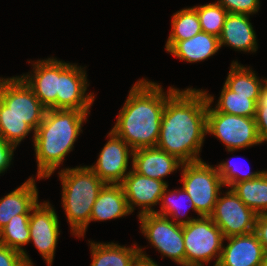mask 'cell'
Masks as SVG:
<instances>
[{
  "instance_id": "obj_7",
  "label": "cell",
  "mask_w": 267,
  "mask_h": 266,
  "mask_svg": "<svg viewBox=\"0 0 267 266\" xmlns=\"http://www.w3.org/2000/svg\"><path fill=\"white\" fill-rule=\"evenodd\" d=\"M180 182L201 216L209 217L224 186L217 167L206 162L183 163Z\"/></svg>"
},
{
  "instance_id": "obj_26",
  "label": "cell",
  "mask_w": 267,
  "mask_h": 266,
  "mask_svg": "<svg viewBox=\"0 0 267 266\" xmlns=\"http://www.w3.org/2000/svg\"><path fill=\"white\" fill-rule=\"evenodd\" d=\"M185 201L187 202L185 203ZM160 203H161V209L159 211L156 210L155 214L170 219L172 218L171 220L176 224L185 225L190 223L192 220L196 219L186 216V211L180 214V212L183 211L182 207L185 206V204L186 206L189 207V208L187 207V210L192 209L197 213L198 218L199 216L202 217L197 212L191 197L188 195V193L185 191L183 187L179 189H173V191H171L168 190L167 186L163 192ZM183 216L184 217L186 216V218L181 219L184 218Z\"/></svg>"
},
{
  "instance_id": "obj_38",
  "label": "cell",
  "mask_w": 267,
  "mask_h": 266,
  "mask_svg": "<svg viewBox=\"0 0 267 266\" xmlns=\"http://www.w3.org/2000/svg\"><path fill=\"white\" fill-rule=\"evenodd\" d=\"M257 107H267V78H266L265 85L263 86L261 90L259 101L257 103Z\"/></svg>"
},
{
  "instance_id": "obj_19",
  "label": "cell",
  "mask_w": 267,
  "mask_h": 266,
  "mask_svg": "<svg viewBox=\"0 0 267 266\" xmlns=\"http://www.w3.org/2000/svg\"><path fill=\"white\" fill-rule=\"evenodd\" d=\"M38 202L35 179L29 177L21 186L0 199V230L15 215L31 214Z\"/></svg>"
},
{
  "instance_id": "obj_25",
  "label": "cell",
  "mask_w": 267,
  "mask_h": 266,
  "mask_svg": "<svg viewBox=\"0 0 267 266\" xmlns=\"http://www.w3.org/2000/svg\"><path fill=\"white\" fill-rule=\"evenodd\" d=\"M29 217L30 214L12 217L9 223L0 230V244L21 252L26 266H33L28 253L23 248L24 245L30 243Z\"/></svg>"
},
{
  "instance_id": "obj_24",
  "label": "cell",
  "mask_w": 267,
  "mask_h": 266,
  "mask_svg": "<svg viewBox=\"0 0 267 266\" xmlns=\"http://www.w3.org/2000/svg\"><path fill=\"white\" fill-rule=\"evenodd\" d=\"M231 189L257 215L267 214V171L255 179L235 183Z\"/></svg>"
},
{
  "instance_id": "obj_27",
  "label": "cell",
  "mask_w": 267,
  "mask_h": 266,
  "mask_svg": "<svg viewBox=\"0 0 267 266\" xmlns=\"http://www.w3.org/2000/svg\"><path fill=\"white\" fill-rule=\"evenodd\" d=\"M172 31L165 44L168 51L177 41L187 40L202 32L197 11L193 7L183 8L172 16Z\"/></svg>"
},
{
  "instance_id": "obj_15",
  "label": "cell",
  "mask_w": 267,
  "mask_h": 266,
  "mask_svg": "<svg viewBox=\"0 0 267 266\" xmlns=\"http://www.w3.org/2000/svg\"><path fill=\"white\" fill-rule=\"evenodd\" d=\"M33 70L20 75L46 109H56L59 86V60L53 56L31 61Z\"/></svg>"
},
{
  "instance_id": "obj_8",
  "label": "cell",
  "mask_w": 267,
  "mask_h": 266,
  "mask_svg": "<svg viewBox=\"0 0 267 266\" xmlns=\"http://www.w3.org/2000/svg\"><path fill=\"white\" fill-rule=\"evenodd\" d=\"M46 110L20 76L0 77V116L19 117L36 131Z\"/></svg>"
},
{
  "instance_id": "obj_3",
  "label": "cell",
  "mask_w": 267,
  "mask_h": 266,
  "mask_svg": "<svg viewBox=\"0 0 267 266\" xmlns=\"http://www.w3.org/2000/svg\"><path fill=\"white\" fill-rule=\"evenodd\" d=\"M90 111L76 109H47L44 119L35 131L33 146L37 163V179L49 178L82 131Z\"/></svg>"
},
{
  "instance_id": "obj_28",
  "label": "cell",
  "mask_w": 267,
  "mask_h": 266,
  "mask_svg": "<svg viewBox=\"0 0 267 266\" xmlns=\"http://www.w3.org/2000/svg\"><path fill=\"white\" fill-rule=\"evenodd\" d=\"M214 109L221 113L255 118L257 102L251 96L238 95L223 85Z\"/></svg>"
},
{
  "instance_id": "obj_16",
  "label": "cell",
  "mask_w": 267,
  "mask_h": 266,
  "mask_svg": "<svg viewBox=\"0 0 267 266\" xmlns=\"http://www.w3.org/2000/svg\"><path fill=\"white\" fill-rule=\"evenodd\" d=\"M224 240L228 243L222 248L217 266H261L265 253L254 232Z\"/></svg>"
},
{
  "instance_id": "obj_10",
  "label": "cell",
  "mask_w": 267,
  "mask_h": 266,
  "mask_svg": "<svg viewBox=\"0 0 267 266\" xmlns=\"http://www.w3.org/2000/svg\"><path fill=\"white\" fill-rule=\"evenodd\" d=\"M219 193L209 216L220 228L224 238L254 232L257 214L247 207L230 188L224 196Z\"/></svg>"
},
{
  "instance_id": "obj_39",
  "label": "cell",
  "mask_w": 267,
  "mask_h": 266,
  "mask_svg": "<svg viewBox=\"0 0 267 266\" xmlns=\"http://www.w3.org/2000/svg\"><path fill=\"white\" fill-rule=\"evenodd\" d=\"M261 266H267V254H265L264 261L262 262Z\"/></svg>"
},
{
  "instance_id": "obj_1",
  "label": "cell",
  "mask_w": 267,
  "mask_h": 266,
  "mask_svg": "<svg viewBox=\"0 0 267 266\" xmlns=\"http://www.w3.org/2000/svg\"><path fill=\"white\" fill-rule=\"evenodd\" d=\"M208 100L204 90L177 89L165 103L157 148L183 163L200 158L207 125Z\"/></svg>"
},
{
  "instance_id": "obj_4",
  "label": "cell",
  "mask_w": 267,
  "mask_h": 266,
  "mask_svg": "<svg viewBox=\"0 0 267 266\" xmlns=\"http://www.w3.org/2000/svg\"><path fill=\"white\" fill-rule=\"evenodd\" d=\"M58 174L62 206L72 235L83 238L90 224L92 207L105 183L86 165L63 168Z\"/></svg>"
},
{
  "instance_id": "obj_5",
  "label": "cell",
  "mask_w": 267,
  "mask_h": 266,
  "mask_svg": "<svg viewBox=\"0 0 267 266\" xmlns=\"http://www.w3.org/2000/svg\"><path fill=\"white\" fill-rule=\"evenodd\" d=\"M207 107V134L214 135L228 152L260 145L255 118L217 112L213 106L214 97L205 91Z\"/></svg>"
},
{
  "instance_id": "obj_17",
  "label": "cell",
  "mask_w": 267,
  "mask_h": 266,
  "mask_svg": "<svg viewBox=\"0 0 267 266\" xmlns=\"http://www.w3.org/2000/svg\"><path fill=\"white\" fill-rule=\"evenodd\" d=\"M132 169L140 175L165 182L166 176L181 168L183 162L157 147L140 148L133 151Z\"/></svg>"
},
{
  "instance_id": "obj_32",
  "label": "cell",
  "mask_w": 267,
  "mask_h": 266,
  "mask_svg": "<svg viewBox=\"0 0 267 266\" xmlns=\"http://www.w3.org/2000/svg\"><path fill=\"white\" fill-rule=\"evenodd\" d=\"M228 13L256 14L260 9V0H218Z\"/></svg>"
},
{
  "instance_id": "obj_12",
  "label": "cell",
  "mask_w": 267,
  "mask_h": 266,
  "mask_svg": "<svg viewBox=\"0 0 267 266\" xmlns=\"http://www.w3.org/2000/svg\"><path fill=\"white\" fill-rule=\"evenodd\" d=\"M59 219L49 202L37 203L29 217L30 242H33L48 266L52 265L57 247Z\"/></svg>"
},
{
  "instance_id": "obj_9",
  "label": "cell",
  "mask_w": 267,
  "mask_h": 266,
  "mask_svg": "<svg viewBox=\"0 0 267 266\" xmlns=\"http://www.w3.org/2000/svg\"><path fill=\"white\" fill-rule=\"evenodd\" d=\"M138 219L142 235L163 255L162 258L165 256L185 266L183 225L155 213L141 215Z\"/></svg>"
},
{
  "instance_id": "obj_21",
  "label": "cell",
  "mask_w": 267,
  "mask_h": 266,
  "mask_svg": "<svg viewBox=\"0 0 267 266\" xmlns=\"http://www.w3.org/2000/svg\"><path fill=\"white\" fill-rule=\"evenodd\" d=\"M220 50L219 38L200 32L187 40L177 41L167 52L180 60L197 63L213 56Z\"/></svg>"
},
{
  "instance_id": "obj_23",
  "label": "cell",
  "mask_w": 267,
  "mask_h": 266,
  "mask_svg": "<svg viewBox=\"0 0 267 266\" xmlns=\"http://www.w3.org/2000/svg\"><path fill=\"white\" fill-rule=\"evenodd\" d=\"M264 82L266 79H259L250 67H244L238 61H232L224 85L238 95L251 96V99L258 103Z\"/></svg>"
},
{
  "instance_id": "obj_13",
  "label": "cell",
  "mask_w": 267,
  "mask_h": 266,
  "mask_svg": "<svg viewBox=\"0 0 267 266\" xmlns=\"http://www.w3.org/2000/svg\"><path fill=\"white\" fill-rule=\"evenodd\" d=\"M107 143L99 153L96 164L88 166L105 184H121L128 170L133 149L112 130Z\"/></svg>"
},
{
  "instance_id": "obj_18",
  "label": "cell",
  "mask_w": 267,
  "mask_h": 266,
  "mask_svg": "<svg viewBox=\"0 0 267 266\" xmlns=\"http://www.w3.org/2000/svg\"><path fill=\"white\" fill-rule=\"evenodd\" d=\"M249 17L247 14L228 13L219 36L220 49L227 45L236 51H257V37Z\"/></svg>"
},
{
  "instance_id": "obj_2",
  "label": "cell",
  "mask_w": 267,
  "mask_h": 266,
  "mask_svg": "<svg viewBox=\"0 0 267 266\" xmlns=\"http://www.w3.org/2000/svg\"><path fill=\"white\" fill-rule=\"evenodd\" d=\"M178 88L162 86L145 78L132 86L111 129L133 150L156 147L166 100Z\"/></svg>"
},
{
  "instance_id": "obj_22",
  "label": "cell",
  "mask_w": 267,
  "mask_h": 266,
  "mask_svg": "<svg viewBox=\"0 0 267 266\" xmlns=\"http://www.w3.org/2000/svg\"><path fill=\"white\" fill-rule=\"evenodd\" d=\"M92 254L90 266H134L140 256L139 246H121L118 243L88 241Z\"/></svg>"
},
{
  "instance_id": "obj_30",
  "label": "cell",
  "mask_w": 267,
  "mask_h": 266,
  "mask_svg": "<svg viewBox=\"0 0 267 266\" xmlns=\"http://www.w3.org/2000/svg\"><path fill=\"white\" fill-rule=\"evenodd\" d=\"M35 130L21 118L16 116H0V140L11 144L15 148L24 140V138Z\"/></svg>"
},
{
  "instance_id": "obj_31",
  "label": "cell",
  "mask_w": 267,
  "mask_h": 266,
  "mask_svg": "<svg viewBox=\"0 0 267 266\" xmlns=\"http://www.w3.org/2000/svg\"><path fill=\"white\" fill-rule=\"evenodd\" d=\"M231 163L232 161L230 162L228 160L227 162L223 161L219 163V165H216L218 173L220 177L222 178L223 185L225 187L227 186L229 189L235 183L257 178L264 171V170L262 171L259 170V171L251 172V170L249 171L248 169L247 172H240L241 169L238 168V166L236 165L237 163L236 162H234L233 164Z\"/></svg>"
},
{
  "instance_id": "obj_33",
  "label": "cell",
  "mask_w": 267,
  "mask_h": 266,
  "mask_svg": "<svg viewBox=\"0 0 267 266\" xmlns=\"http://www.w3.org/2000/svg\"><path fill=\"white\" fill-rule=\"evenodd\" d=\"M0 266H26L22 253L0 244Z\"/></svg>"
},
{
  "instance_id": "obj_29",
  "label": "cell",
  "mask_w": 267,
  "mask_h": 266,
  "mask_svg": "<svg viewBox=\"0 0 267 266\" xmlns=\"http://www.w3.org/2000/svg\"><path fill=\"white\" fill-rule=\"evenodd\" d=\"M197 11L202 32L219 38L228 12L216 1L209 4L193 6Z\"/></svg>"
},
{
  "instance_id": "obj_36",
  "label": "cell",
  "mask_w": 267,
  "mask_h": 266,
  "mask_svg": "<svg viewBox=\"0 0 267 266\" xmlns=\"http://www.w3.org/2000/svg\"><path fill=\"white\" fill-rule=\"evenodd\" d=\"M254 233L263 246L264 253L267 254V214L257 216Z\"/></svg>"
},
{
  "instance_id": "obj_20",
  "label": "cell",
  "mask_w": 267,
  "mask_h": 266,
  "mask_svg": "<svg viewBox=\"0 0 267 266\" xmlns=\"http://www.w3.org/2000/svg\"><path fill=\"white\" fill-rule=\"evenodd\" d=\"M130 211L121 184H105L92 207L91 221H106L128 216Z\"/></svg>"
},
{
  "instance_id": "obj_35",
  "label": "cell",
  "mask_w": 267,
  "mask_h": 266,
  "mask_svg": "<svg viewBox=\"0 0 267 266\" xmlns=\"http://www.w3.org/2000/svg\"><path fill=\"white\" fill-rule=\"evenodd\" d=\"M15 147L0 140V174L4 173L11 165Z\"/></svg>"
},
{
  "instance_id": "obj_6",
  "label": "cell",
  "mask_w": 267,
  "mask_h": 266,
  "mask_svg": "<svg viewBox=\"0 0 267 266\" xmlns=\"http://www.w3.org/2000/svg\"><path fill=\"white\" fill-rule=\"evenodd\" d=\"M185 266H204L215 259L217 266L224 243L220 228L210 217H197L183 225ZM214 258V259H213Z\"/></svg>"
},
{
  "instance_id": "obj_37",
  "label": "cell",
  "mask_w": 267,
  "mask_h": 266,
  "mask_svg": "<svg viewBox=\"0 0 267 266\" xmlns=\"http://www.w3.org/2000/svg\"><path fill=\"white\" fill-rule=\"evenodd\" d=\"M138 248L140 256L136 259L134 266H159L155 261L150 258L149 255L144 253V251L142 250L143 248Z\"/></svg>"
},
{
  "instance_id": "obj_34",
  "label": "cell",
  "mask_w": 267,
  "mask_h": 266,
  "mask_svg": "<svg viewBox=\"0 0 267 266\" xmlns=\"http://www.w3.org/2000/svg\"><path fill=\"white\" fill-rule=\"evenodd\" d=\"M255 120L260 143L267 142V107H257Z\"/></svg>"
},
{
  "instance_id": "obj_14",
  "label": "cell",
  "mask_w": 267,
  "mask_h": 266,
  "mask_svg": "<svg viewBox=\"0 0 267 266\" xmlns=\"http://www.w3.org/2000/svg\"><path fill=\"white\" fill-rule=\"evenodd\" d=\"M131 212L140 207L138 217L155 213L154 207L161 201L165 182L138 174L133 169L124 177L121 183Z\"/></svg>"
},
{
  "instance_id": "obj_11",
  "label": "cell",
  "mask_w": 267,
  "mask_h": 266,
  "mask_svg": "<svg viewBox=\"0 0 267 266\" xmlns=\"http://www.w3.org/2000/svg\"><path fill=\"white\" fill-rule=\"evenodd\" d=\"M87 80L85 67L59 60L56 109L89 111L95 100V94L87 93L89 86Z\"/></svg>"
}]
</instances>
